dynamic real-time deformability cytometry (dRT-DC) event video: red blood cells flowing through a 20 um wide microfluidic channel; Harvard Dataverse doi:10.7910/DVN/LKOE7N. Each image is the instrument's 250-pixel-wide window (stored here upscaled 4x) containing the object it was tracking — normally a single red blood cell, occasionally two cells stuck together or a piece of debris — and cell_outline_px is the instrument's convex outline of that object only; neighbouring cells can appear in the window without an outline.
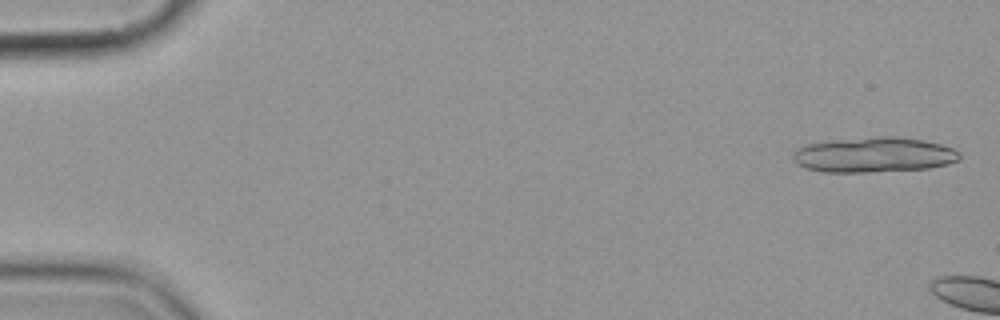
{"species": "common noctule bat (a hibernating species)", "species_latin": "Nyctalus noctula", "temperature_condition": "cold", "stored_images_in_passage": 7, "camera_frame_rate_fps": 3000, "um_per_image_px": 0.085, "animal": {"sex": "female", "body_mass_g": 19.9}, "frame": {"image": 1, "passage_image": 1, "time_ms": 0.0, "image_size_px": [1000, 320], "cell_outline_px": [[960, 156], [956, 160], [948, 164], [928, 168], [868, 172], [824, 172], [804, 168], [796, 164], [792, 160], [792, 156], [804, 144], [836, 140], [876, 136], [896, 136], [924, 140], [940, 144], [952, 148], [960, 152]], "centroid_in_image_um": [74.26, 13.16], "position_along_channel_um": 10.7, "area_um2": 34.1}}
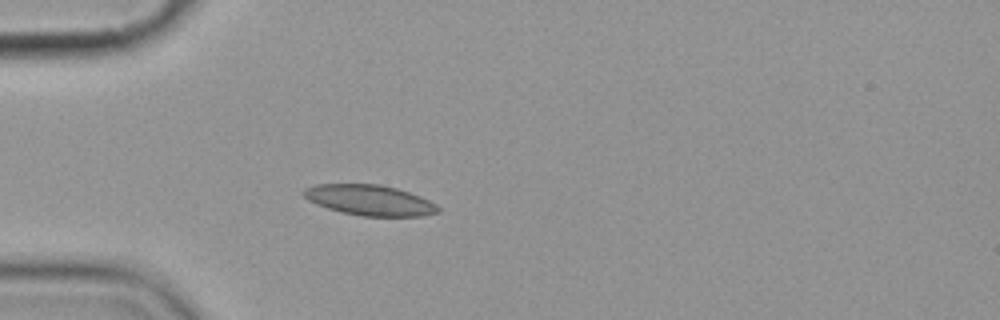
{"frame": {"image": 2, "passage_image": 6, "time_ms": 6.667, "image_size_px": [1000, 320], "cell_outline_px": [[440, 212], [424, 216], [360, 216], [340, 212], [316, 204], [308, 200], [300, 192], [304, 188], [316, 184], [380, 184], [396, 188], [420, 196], [436, 204], [440, 208]], "centroid_in_image_um": [31.4, 17.01], "position_along_channel_um": 53.6, "area_um2": 24.04}}